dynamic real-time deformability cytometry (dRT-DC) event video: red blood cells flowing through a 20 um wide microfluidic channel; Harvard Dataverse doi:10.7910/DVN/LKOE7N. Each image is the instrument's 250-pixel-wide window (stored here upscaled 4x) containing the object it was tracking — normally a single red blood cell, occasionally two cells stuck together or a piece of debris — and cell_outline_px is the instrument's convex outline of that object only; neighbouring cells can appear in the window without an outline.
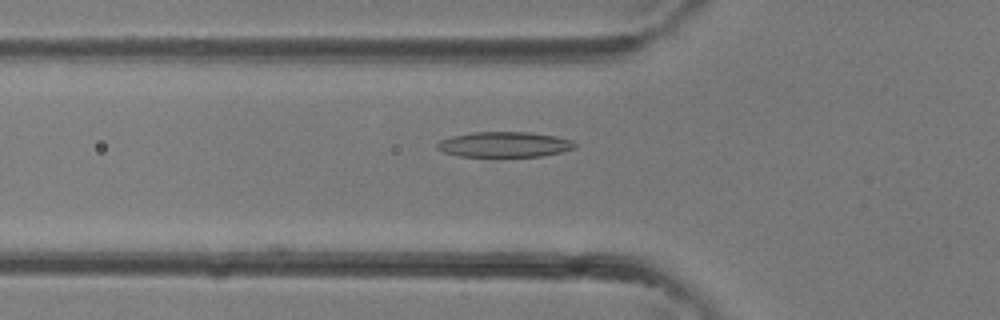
{"species": "common noctule bat (a hibernating species)", "species_latin": "Nyctalus noctula", "temperature_condition": "room temperature", "stored_images_in_passage": 36, "camera_frame_rate_fps": 3000, "um_per_image_px": 0.085, "animal": {"sex": "female"}, "frame": {"image": 1, "passage_image": 13, "time_ms": 4.0, "image_size_px": [1000, 320], "cell_outline_px": [[576, 144], [572, 148], [556, 152], [536, 156], [464, 156], [448, 152], [440, 148], [436, 144], [444, 140], [456, 136], [476, 132], [524, 132], [552, 136], [568, 140]], "centroid_in_image_um": [42.87, 12.27], "position_along_channel_um": 82.9, "area_um2": 19.07}}
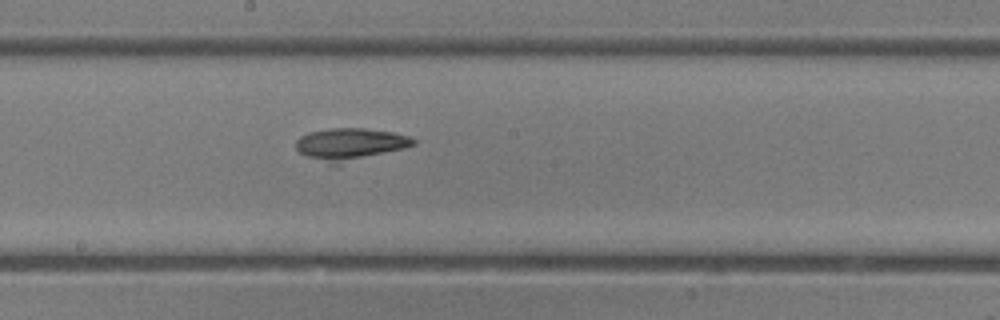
{"frame": {"image": 2, "passage_image": 20, "time_ms": 6.333, "image_size_px": [1000, 320], "cell_outline_px": [[416, 144], [400, 148], [380, 152], [356, 156], [308, 156], [300, 152], [296, 148], [296, 140], [300, 136], [312, 132], [336, 128], [360, 128], [388, 132], [408, 136], [416, 140]], "centroid_in_image_um": [29.79, 12.09], "position_along_channel_um": 218.4, "area_um2": 18.61}}
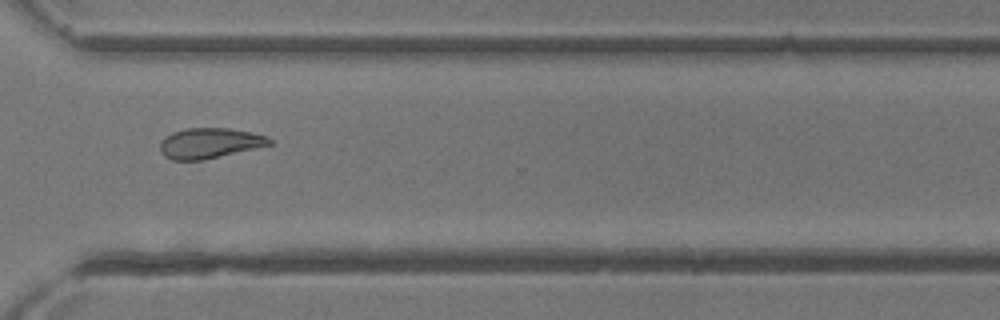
{"frame": {"image": 3, "passage_image": 27, "time_ms": 8.667, "image_size_px": [1000, 320], "cell_outline_px": [[272, 144], [200, 160], [172, 160], [164, 156], [160, 148], [160, 144], [168, 136], [176, 132], [188, 128], [224, 128], [248, 132], [264, 136], [272, 140]], "centroid_in_image_um": [17.79, 12.17], "position_along_channel_um": 352.8, "area_um2": 18.55}}